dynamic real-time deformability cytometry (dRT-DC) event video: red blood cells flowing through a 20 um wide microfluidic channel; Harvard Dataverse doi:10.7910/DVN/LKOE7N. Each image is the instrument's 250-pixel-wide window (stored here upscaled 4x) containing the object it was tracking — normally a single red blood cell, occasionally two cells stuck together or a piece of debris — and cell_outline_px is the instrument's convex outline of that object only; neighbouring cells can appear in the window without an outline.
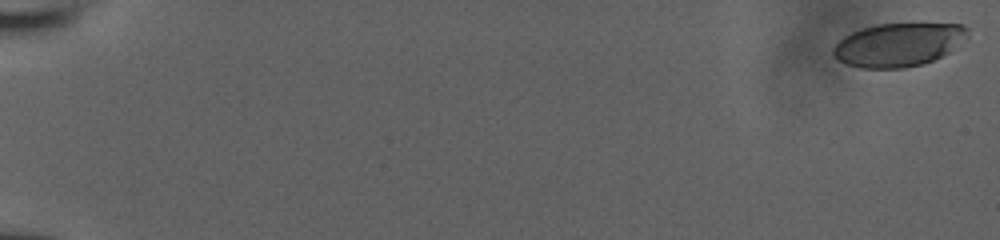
{"species": "human", "species_latin": "Homo sapiens", "temperature_condition": "room temperature", "stored_images_in_passage": 14, "camera_frame_rate_fps": 3000, "um_per_image_px": 0.085, "donor": {"sex": "male"}, "frame": {"image": 1, "passage_image": 1, "time_ms": 0.0, "image_size_px": [1000, 240], "cell_outline_px": [[968, 36], [948, 52], [932, 60], [920, 64], [904, 68], [860, 68], [848, 64], [840, 60], [832, 52], [832, 48], [844, 36], [852, 32], [876, 24], [964, 24], [968, 28]], "centroid_in_image_um": [76.36, 3.79], "position_along_channel_um": 8.6, "area_um2": 33.52}}
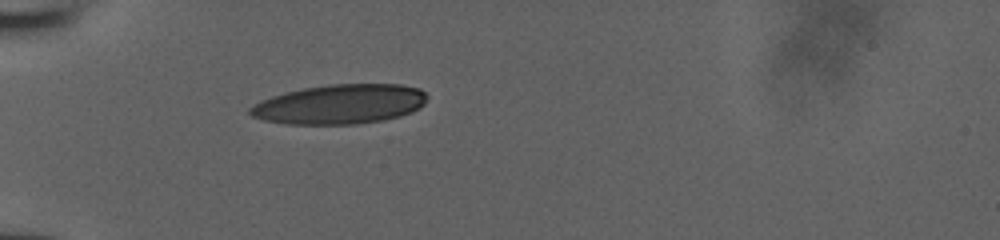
{"frame": {"image": 2, "passage_image": 12, "time_ms": 3.667, "image_size_px": [1000, 240], "cell_outline_px": [[428, 96], [424, 104], [420, 108], [412, 112], [400, 116], [384, 120], [356, 124], [288, 124], [264, 120], [252, 116], [248, 112], [248, 108], [272, 96], [284, 92], [304, 88], [328, 84], [400, 84], [420, 88]], "centroid_in_image_um": [28.93, 8.85], "position_along_channel_um": 56.1, "area_um2": 40.92}}
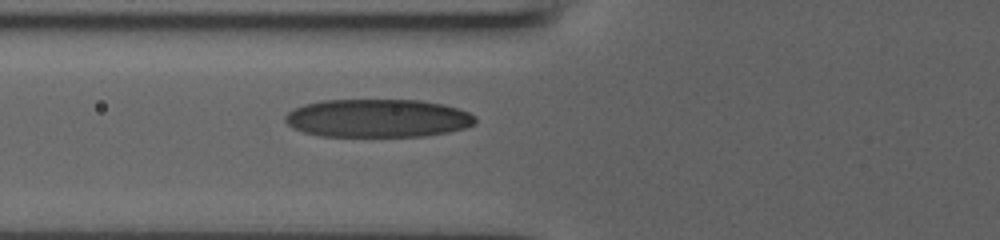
{"frame": {"image": 3, "passage_image": 14, "time_ms": 4.333, "image_size_px": [1000, 240], "cell_outline_px": [[476, 120], [472, 124], [464, 128], [448, 132], [424, 136], [320, 136], [304, 132], [292, 128], [284, 120], [284, 116], [288, 112], [304, 104], [320, 100], [420, 100], [444, 104], [468, 112], [476, 116]], "centroid_in_image_um": [32.08, 10.04], "position_along_channel_um": 93.7, "area_um2": 42.37}}